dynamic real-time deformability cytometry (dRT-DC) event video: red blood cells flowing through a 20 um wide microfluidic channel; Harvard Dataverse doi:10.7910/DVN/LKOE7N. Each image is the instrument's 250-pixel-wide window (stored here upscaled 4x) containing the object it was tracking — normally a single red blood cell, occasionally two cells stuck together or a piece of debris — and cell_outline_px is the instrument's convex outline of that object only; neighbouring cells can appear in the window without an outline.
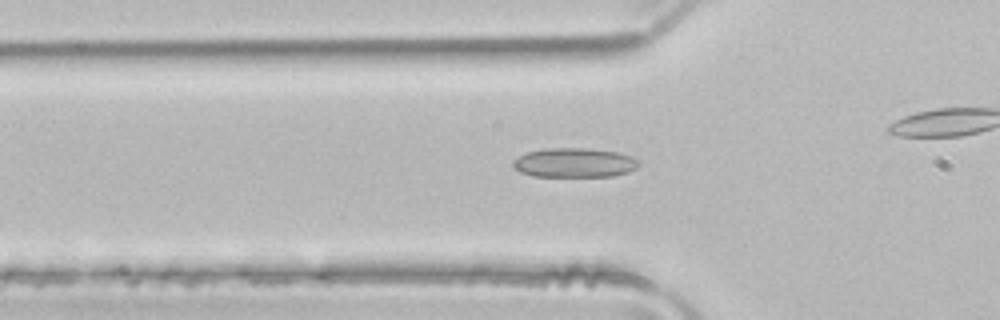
{"species": "common noctule bat (a hibernating species)", "species_latin": "Nyctalus noctula", "temperature_condition": "room temperature", "stored_images_in_passage": 36, "camera_frame_rate_fps": 3000, "um_per_image_px": 0.085, "animal": {"sex": "male", "body_mass_g": 21.5, "forearm_length_mm": 52.0}, "frame": {"image": 1, "passage_image": 12, "time_ms": 3.667, "image_size_px": [1000, 320], "cell_outline_px": [[640, 164], [636, 168], [628, 172], [612, 176], [532, 176], [520, 172], [512, 164], [512, 160], [528, 152], [544, 148], [588, 148], [620, 152], [632, 156]], "centroid_in_image_um": [48.83, 13.82], "position_along_channel_um": 77.0, "area_um2": 21.56}}
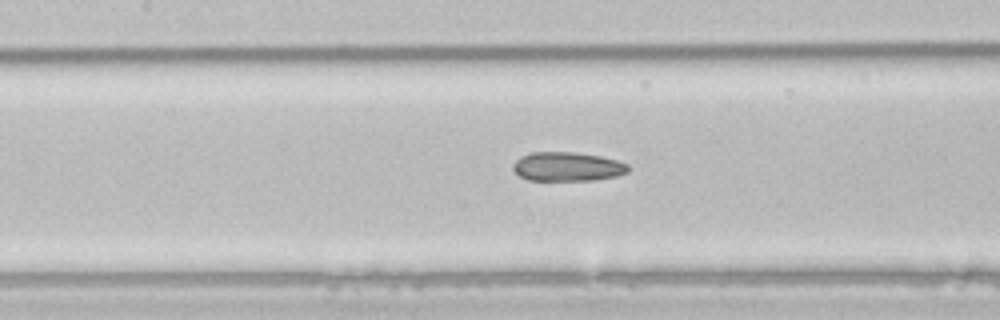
{"frame": {"image": 2, "passage_image": 18, "time_ms": 5.667, "image_size_px": [1000, 320], "cell_outline_px": [[628, 172], [616, 176], [596, 180], [528, 180], [520, 176], [512, 168], [512, 164], [520, 156], [532, 152], [576, 152], [600, 156], [616, 160], [628, 164]], "centroid_in_image_um": [48.21, 14.16], "position_along_channel_um": 159.2, "area_um2": 19.54}}
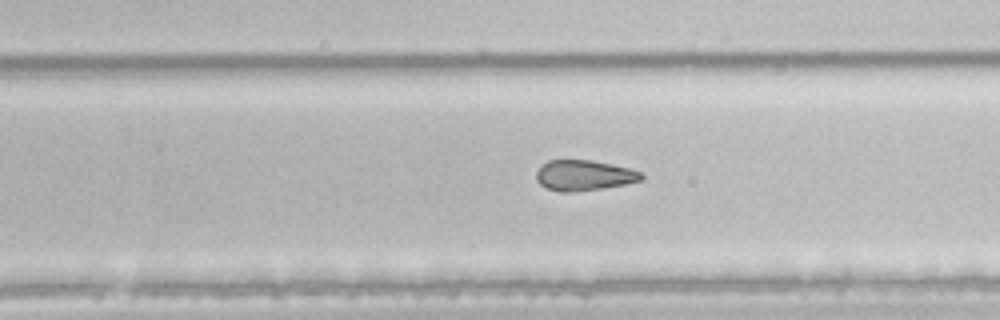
{"frame": {"image": 3, "passage_image": 27, "time_ms": 8.667, "image_size_px": [1000, 320], "cell_outline_px": [[644, 176], [640, 180], [624, 184], [600, 188], [568, 192], [560, 192], [548, 188], [540, 184], [536, 180], [536, 172], [548, 160], [592, 160], [612, 164], [628, 168], [640, 172]], "centroid_in_image_um": [49.61, 14.89], "position_along_channel_um": 280.2, "area_um2": 18.32}}